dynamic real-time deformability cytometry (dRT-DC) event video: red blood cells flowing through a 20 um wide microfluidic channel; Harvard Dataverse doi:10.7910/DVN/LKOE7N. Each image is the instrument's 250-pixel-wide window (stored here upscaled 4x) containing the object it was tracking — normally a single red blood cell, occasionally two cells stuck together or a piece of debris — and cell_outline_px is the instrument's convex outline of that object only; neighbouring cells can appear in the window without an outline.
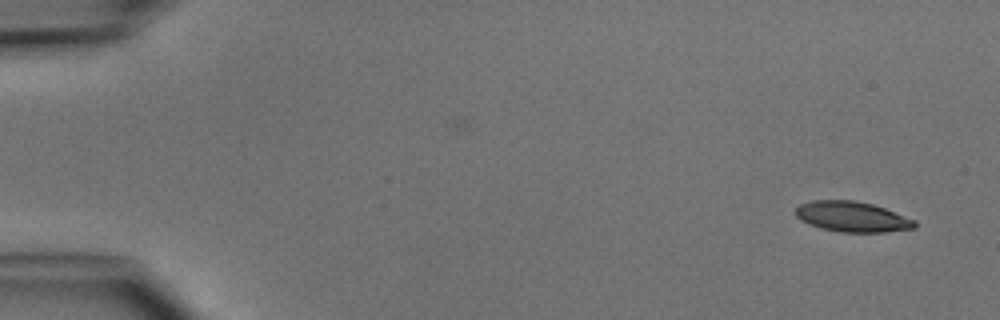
{"species": "common noctule bat (a hibernating species)", "species_latin": "Nyctalus noctula", "temperature_condition": "cold", "stored_images_in_passage": 3, "camera_frame_rate_fps": 3000, "um_per_image_px": 0.085, "animal": {"sex": "male", "body_mass_g": 15.6}, "frame": {"image": 1, "passage_image": 3, "time_ms": 2.333, "image_size_px": [1000, 320], "cell_outline_px": [[916, 228], [884, 232], [840, 232], [820, 228], [808, 224], [800, 220], [792, 212], [800, 204], [812, 200], [856, 200], [872, 204], [884, 208], [916, 220]], "centroid_in_image_um": [72.4, 18.42], "position_along_channel_um": 12.6, "area_um2": 21.27}}